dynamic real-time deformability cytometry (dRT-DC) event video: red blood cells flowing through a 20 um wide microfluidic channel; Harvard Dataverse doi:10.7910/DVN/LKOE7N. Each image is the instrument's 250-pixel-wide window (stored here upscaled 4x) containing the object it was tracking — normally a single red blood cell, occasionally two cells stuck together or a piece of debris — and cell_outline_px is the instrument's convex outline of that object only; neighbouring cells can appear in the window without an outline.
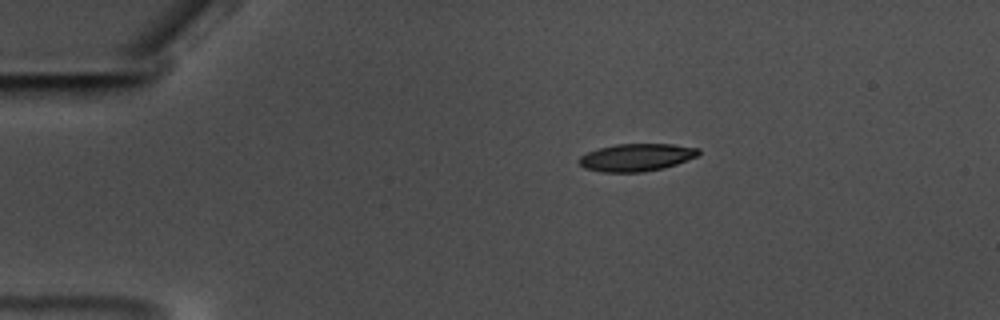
{"species": "common noctule bat (a hibernating species)", "species_latin": "Nyctalus noctula", "temperature_condition": "warm", "stored_images_in_passage": 59, "camera_frame_rate_fps": 3000, "um_per_image_px": 0.085, "animal": {"sex": "male", "body_mass_g": 17.5, "forearm_length_mm": 52.3}, "frame": {"image": 1, "passage_image": 12, "time_ms": 3.667, "image_size_px": [1000, 320], "cell_outline_px": [[700, 152], [696, 156], [676, 164], [664, 168], [644, 172], [600, 172], [584, 168], [576, 160], [580, 156], [588, 152], [600, 148], [616, 144], [672, 144], [700, 148]], "centroid_in_image_um": [54.07, 13.38], "position_along_channel_um": 30.9, "area_um2": 19.19}}
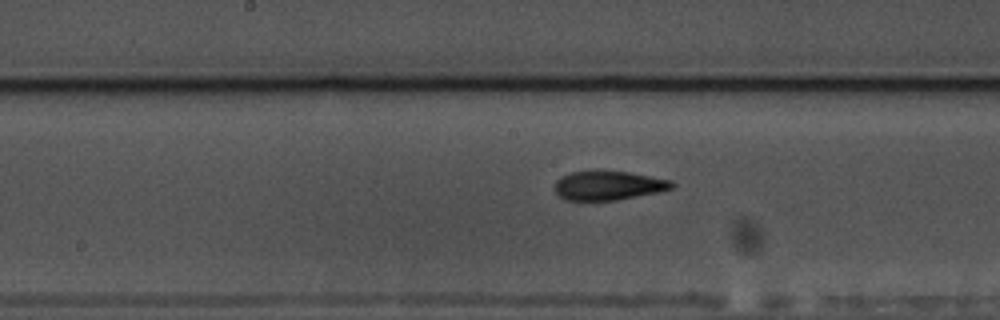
{"frame": {"image": 2, "passage_image": 31, "time_ms": 10.0, "image_size_px": [1000, 320], "cell_outline_px": [[676, 184], [672, 188], [660, 192], [616, 200], [564, 200], [552, 188], [552, 184], [556, 180], [572, 172], [596, 168], [628, 172], [672, 180]], "centroid_in_image_um": [51.68, 15.74], "position_along_channel_um": 196.5, "area_um2": 20.52}}
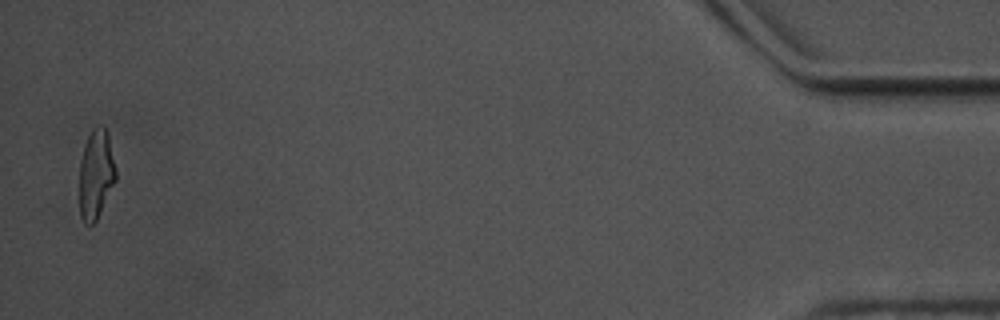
{"frame": {"image": 3, "passage_image": 58, "time_ms": 19.0, "image_size_px": [1000, 320], "cell_outline_px": [[116, 180], [96, 220], [92, 224], [84, 224], [80, 216], [80, 160], [84, 144], [92, 128], [96, 124], [104, 124], [108, 132], [116, 168]], "centroid_in_image_um": [8.16, 14.74], "position_along_channel_um": 427.0, "area_um2": 19.19}, "authors_computed_cell_mechanics": {"area_um2": 19.8254, "velocity_mm_per_s": 3.5303, "shape_relaxation_time_tau1_ms": 5.4335, "shape_relaxation_time_tau2_ms": 2.3301, "deformation_change_tau1": 0.2042, "deformation_change_tau2": 0.0955}}